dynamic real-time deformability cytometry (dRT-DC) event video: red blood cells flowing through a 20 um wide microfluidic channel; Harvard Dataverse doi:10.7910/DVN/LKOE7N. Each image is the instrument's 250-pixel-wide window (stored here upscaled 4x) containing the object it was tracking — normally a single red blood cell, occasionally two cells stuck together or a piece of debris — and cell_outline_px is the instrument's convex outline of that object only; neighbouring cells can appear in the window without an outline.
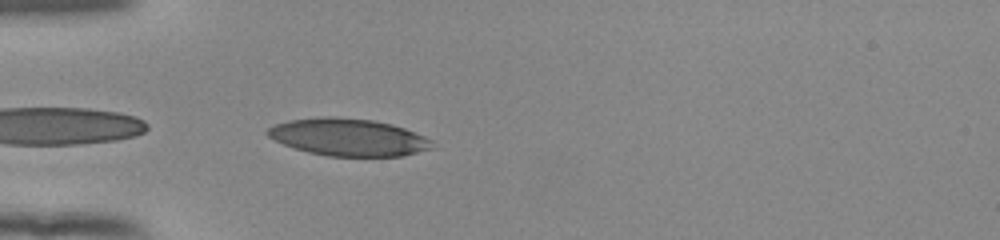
{"species": "human", "species_latin": "Homo sapiens", "temperature_condition": "room temperature", "stored_images_in_passage": 38, "camera_frame_rate_fps": 3000, "um_per_image_px": 0.085, "donor": {"sex": "female"}, "frame": {"image": 1, "passage_image": 1, "time_ms": 0.0, "image_size_px": [1000, 240], "cell_outline_px": [[436, 148], [404, 156], [328, 156], [308, 152], [284, 144], [268, 136], [264, 132], [268, 128], [276, 124], [288, 120], [324, 116], [332, 116], [372, 120], [392, 124], [404, 128], [424, 136], [432, 140]], "centroid_in_image_um": [29.65, 11.66], "position_along_channel_um": 55.3, "area_um2": 35.89}}
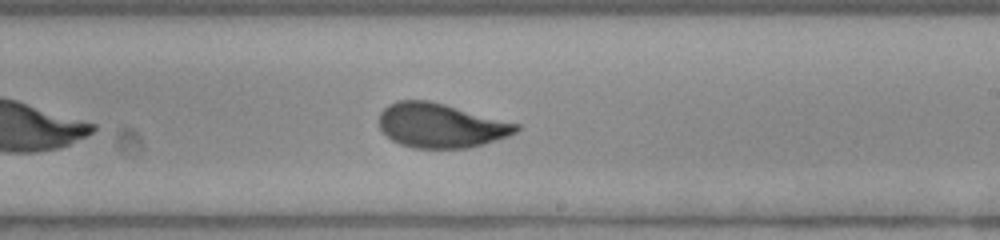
{"frame": {"image": 2, "passage_image": 17, "time_ms": 5.333, "image_size_px": [1000, 240], "cell_outline_px": [[520, 128], [516, 132], [508, 136], [484, 144], [468, 148], [412, 148], [400, 144], [392, 140], [380, 128], [380, 112], [388, 104], [396, 100], [428, 100], [444, 104], [520, 124]], "centroid_in_image_um": [37.46, 10.67], "position_along_channel_um": 251.5, "area_um2": 35.37}}
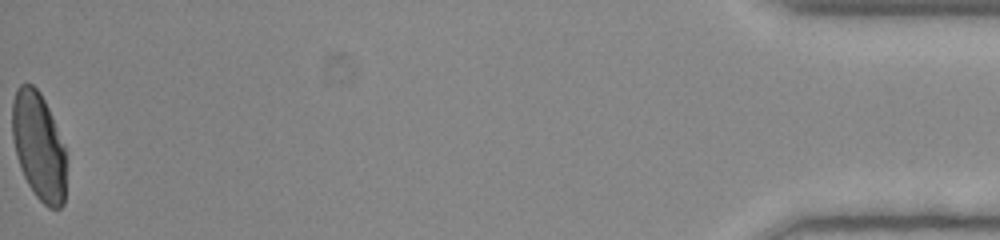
{"frame": {"image": 3, "passage_image": 38, "time_ms": 12.333, "image_size_px": [1000, 240], "cell_outline_px": [[64, 204], [60, 208], [48, 208], [36, 196], [28, 184], [20, 168], [16, 156], [12, 136], [12, 100], [16, 88], [20, 84], [32, 84], [40, 92], [48, 108], [64, 144]], "centroid_in_image_um": [3.26, 12.4], "position_along_channel_um": 431.9, "area_um2": 33.64}, "authors_computed_cell_mechanics": {"area_um2": 35.6048, "velocity_mm_per_s": 3.8857, "shape_relaxation_time_tau1_ms": 4.1869, "shape_relaxation_time_tau2_ms": 0.8456, "deformation_change_tau1": 0.1726, "deformation_change_tau2": 0.0564}}